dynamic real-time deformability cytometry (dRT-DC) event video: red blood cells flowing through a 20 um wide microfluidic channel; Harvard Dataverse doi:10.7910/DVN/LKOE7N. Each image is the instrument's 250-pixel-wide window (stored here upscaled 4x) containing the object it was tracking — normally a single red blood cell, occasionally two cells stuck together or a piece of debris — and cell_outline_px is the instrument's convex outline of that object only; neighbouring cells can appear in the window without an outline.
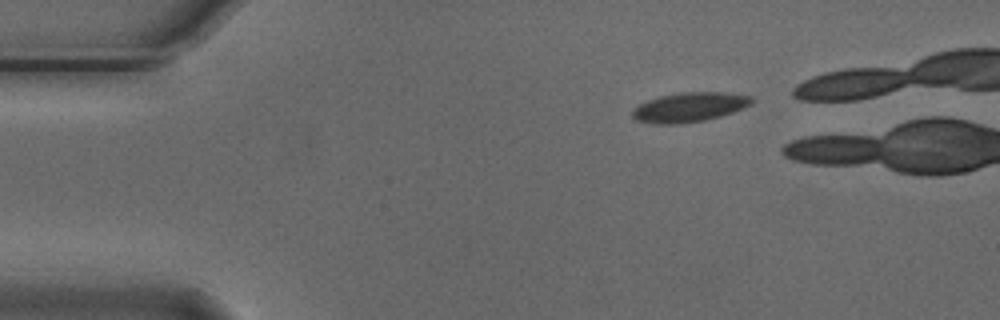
{"species": "Egyptian fruit bat (a non-hibernating species)", "species_latin": "Rousettus aegyptiacus", "temperature_condition": "cold", "stored_images_in_passage": 2, "camera_frame_rate_fps": 3000, "um_per_image_px": 0.085, "animal": {"sex": "male"}, "frame": {"image": 1, "passage_image": 1, "time_ms": 0.0, "image_size_px": [1000, 320], "cell_outline_px": [[752, 104], [732, 112], [720, 116], [704, 120], [680, 124], [656, 124], [636, 120], [632, 116], [632, 108], [648, 100], [660, 96], [680, 92], [724, 92], [752, 96]], "centroid_in_image_um": [58.58, 9.11], "position_along_channel_um": 26.4, "area_um2": 20.46}}